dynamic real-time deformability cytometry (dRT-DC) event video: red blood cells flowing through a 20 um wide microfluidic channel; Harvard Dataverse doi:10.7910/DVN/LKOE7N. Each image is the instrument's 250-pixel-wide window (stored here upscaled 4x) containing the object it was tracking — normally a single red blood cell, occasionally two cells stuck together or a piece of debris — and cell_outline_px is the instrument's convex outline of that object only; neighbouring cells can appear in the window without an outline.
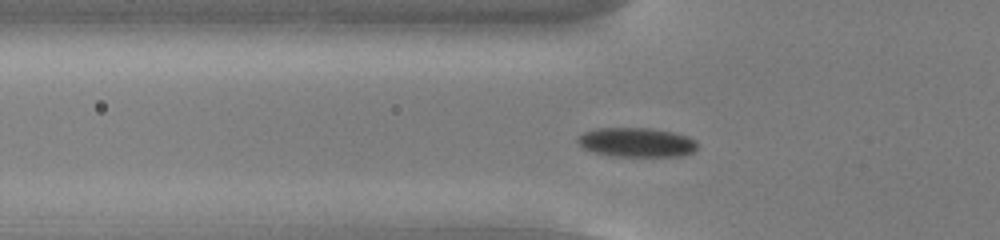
{"species": "common noctule bat (a hibernating species)", "species_latin": "Nyctalus noctula", "temperature_condition": "cold", "stored_images_in_passage": 51, "camera_frame_rate_fps": 3000, "um_per_image_px": 0.085, "animal": {"sex": "male", "body_mass_g": 13.0, "forearm_length_mm": 53.1}, "frame": {"image": 1, "passage_image": 15, "time_ms": 4.667, "image_size_px": [1000, 240], "cell_outline_px": [[696, 148], [692, 152], [680, 156], [612, 156], [596, 152], [584, 148], [576, 140], [584, 132], [596, 128], [652, 128], [672, 132], [688, 136], [696, 140]], "centroid_in_image_um": [54.12, 12.09], "position_along_channel_um": 71.7, "area_um2": 20.29}}
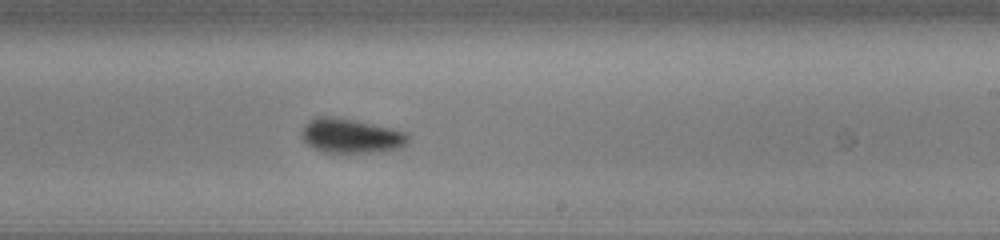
{"frame": {"image": 2, "passage_image": 30, "time_ms": 9.667, "image_size_px": [1000, 240], "cell_outline_px": [[408, 140], [400, 148], [380, 152], [324, 152], [312, 148], [300, 136], [300, 132], [304, 124], [312, 116], [336, 116], [392, 128], [408, 132]], "centroid_in_image_um": [29.78, 11.53], "position_along_channel_um": 259.2, "area_um2": 21.68}}
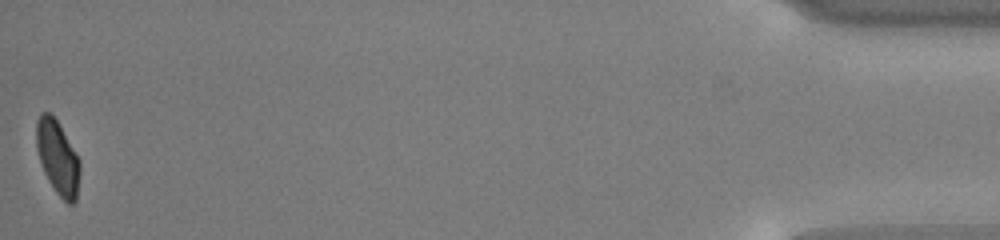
{"frame": {"image": 3, "passage_image": 51, "time_ms": 16.667, "image_size_px": [1000, 240], "cell_outline_px": [[80, 172], [76, 200], [72, 204], [68, 204], [56, 192], [48, 180], [44, 172], [36, 148], [36, 120], [40, 112], [48, 112], [56, 120], [76, 152], [80, 160]], "centroid_in_image_um": [4.9, 13.39], "position_along_channel_um": 430.3, "area_um2": 18.67}, "authors_computed_cell_mechanics": {"area_um2": 20.1722, "velocity_mm_per_s": 3.7632, "shape_relaxation_time_tau1_ms": 2.1192, "shape_relaxation_time_tau2_ms": null, "deformation_change_tau1": 0.084, "deformation_change_tau2": null}}